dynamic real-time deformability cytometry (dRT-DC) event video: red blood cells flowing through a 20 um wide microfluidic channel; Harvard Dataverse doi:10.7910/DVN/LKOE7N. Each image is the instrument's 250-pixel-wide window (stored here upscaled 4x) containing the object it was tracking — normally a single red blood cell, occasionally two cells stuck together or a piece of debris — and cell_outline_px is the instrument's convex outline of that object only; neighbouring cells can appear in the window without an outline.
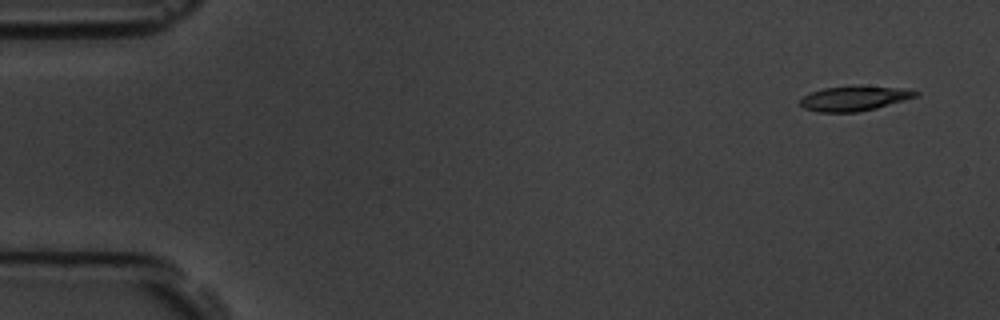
{"species": "common noctule bat (a hibernating species)", "species_latin": "Nyctalus noctula", "temperature_condition": "room temperature", "stored_images_in_passage": 4, "camera_frame_rate_fps": 3000, "um_per_image_px": 0.085, "animal": {"sex": "male", "body_mass_g": 19.5, "forearm_length_mm": 54.6}, "frame": {"image": 1, "passage_image": 1, "time_ms": 0.0, "image_size_px": [1000, 320], "cell_outline_px": [[920, 96], [876, 108], [856, 112], [816, 112], [804, 108], [800, 104], [800, 100], [804, 96], [812, 92], [824, 88], [908, 88], [920, 92]], "centroid_in_image_um": [72.65, 8.4], "position_along_channel_um": 12.4, "area_um2": 16.01}}
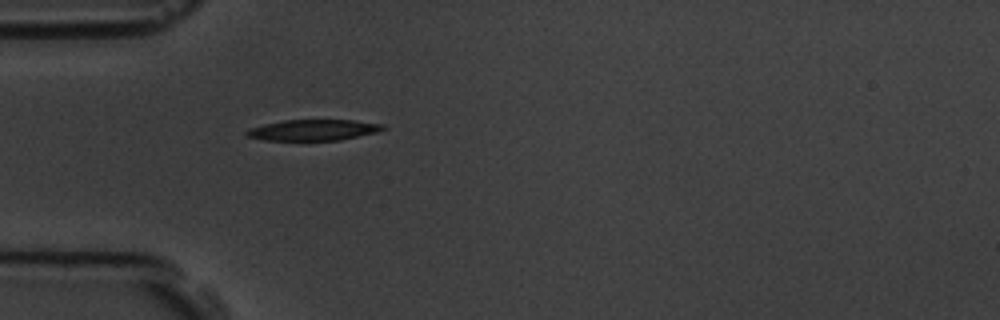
{"frame": {"image": 2, "passage_image": 4, "time_ms": 4.333, "image_size_px": [1000, 320], "cell_outline_px": [[388, 128], [376, 132], [340, 140], [264, 140], [248, 136], [244, 132], [248, 128], [264, 124], [284, 120], [356, 120], [384, 124]], "centroid_in_image_um": [26.65, 11.04], "position_along_channel_um": 58.4, "area_um2": 16.65}}